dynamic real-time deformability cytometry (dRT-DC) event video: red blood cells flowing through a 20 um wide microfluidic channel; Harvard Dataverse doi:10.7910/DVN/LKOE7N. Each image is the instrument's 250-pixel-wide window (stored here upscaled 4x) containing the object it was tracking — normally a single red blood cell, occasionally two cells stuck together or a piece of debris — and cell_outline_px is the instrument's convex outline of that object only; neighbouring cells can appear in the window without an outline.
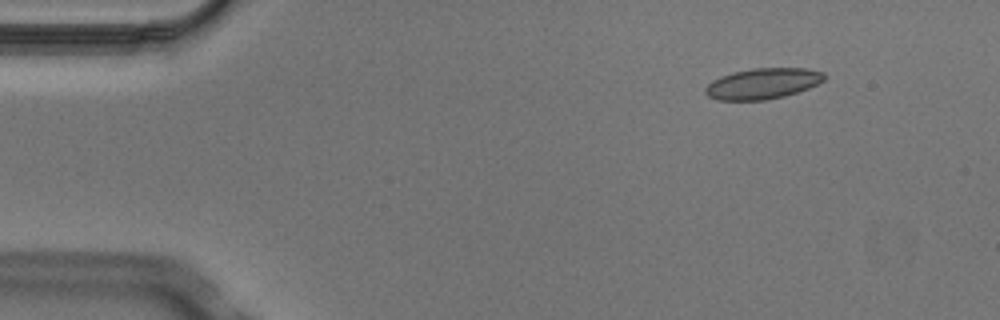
{"species": "Egyptian fruit bat (a non-hibernating species)", "species_latin": "Rousettus aegyptiacus", "temperature_condition": "cold", "stored_images_in_passage": 6, "camera_frame_rate_fps": 3000, "um_per_image_px": 0.085, "animal": {"sex": "male"}, "frame": {"image": 1, "passage_image": 2, "time_ms": 0.333, "image_size_px": [1000, 320], "cell_outline_px": [[824, 80], [808, 88], [784, 96], [764, 100], [716, 100], [708, 96], [704, 92], [704, 88], [712, 80], [720, 76], [732, 72], [752, 68], [808, 68], [824, 72]], "centroid_in_image_um": [64.79, 7.1], "position_along_channel_um": 20.2, "area_um2": 21.39}}
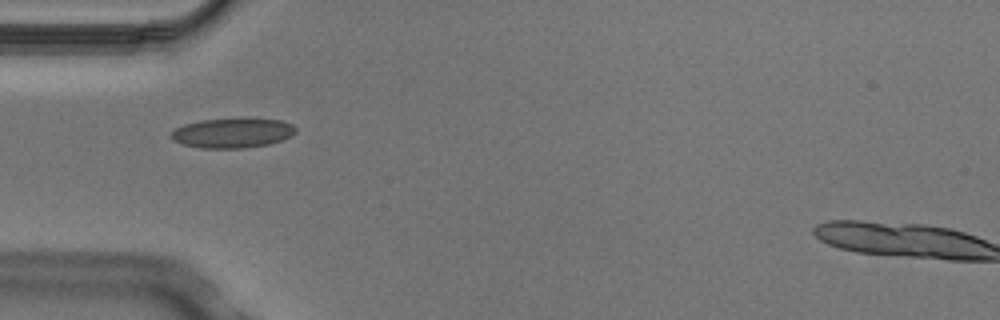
{"frame": {"image": 2, "passage_image": 5, "time_ms": 1.333, "image_size_px": [1000, 320], "cell_outline_px": [[296, 132], [292, 136], [268, 144], [244, 148], [200, 148], [184, 144], [172, 140], [168, 136], [176, 128], [184, 124], [200, 120], [240, 116], [252, 116], [280, 120], [292, 124], [296, 128]], "centroid_in_image_um": [19.78, 11.25], "position_along_channel_um": 65.2, "area_um2": 22.43}}